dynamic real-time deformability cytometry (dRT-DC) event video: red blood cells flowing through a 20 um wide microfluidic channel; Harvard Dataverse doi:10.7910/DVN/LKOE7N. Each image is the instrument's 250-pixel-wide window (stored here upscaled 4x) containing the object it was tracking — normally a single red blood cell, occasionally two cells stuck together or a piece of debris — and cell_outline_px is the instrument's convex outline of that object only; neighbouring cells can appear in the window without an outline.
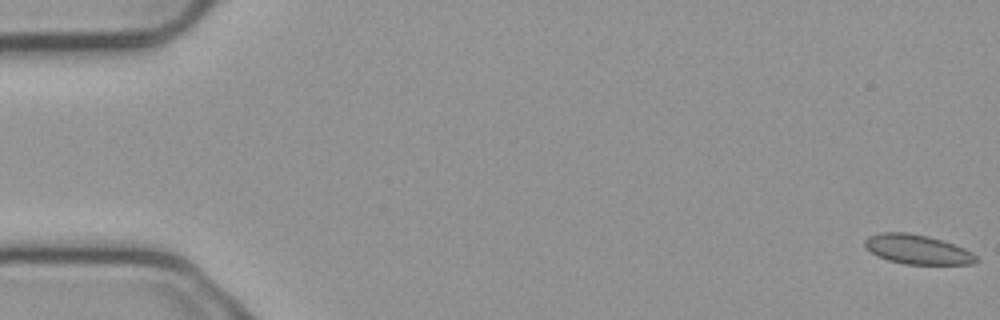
{"species": "common noctule bat (a hibernating species)", "species_latin": "Nyctalus noctula", "temperature_condition": "cold", "stored_images_in_passage": 7, "camera_frame_rate_fps": 3000, "um_per_image_px": 0.085, "animal": {"sex": "male", "body_mass_g": 23.1, "forearm_length_mm": 52.7}, "frame": {"image": 1, "passage_image": 1, "time_ms": 0.0, "image_size_px": [1000, 320], "cell_outline_px": [[980, 260], [972, 264], [904, 264], [888, 260], [872, 252], [864, 244], [864, 240], [868, 236], [880, 232], [908, 232], [928, 236], [964, 248], [972, 252]], "centroid_in_image_um": [77.99, 21.19], "position_along_channel_um": 7.0, "area_um2": 18.96}}
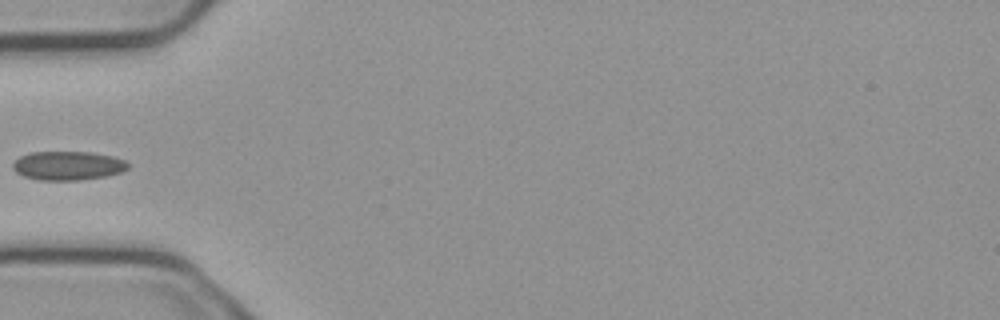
{"frame": {"image": 2, "passage_image": 6, "time_ms": 1.667, "image_size_px": [1000, 320], "cell_outline_px": [[128, 168], [120, 172], [108, 176], [80, 180], [40, 180], [24, 176], [16, 172], [12, 168], [12, 164], [20, 156], [32, 152], [92, 152], [112, 156], [124, 160], [128, 164]], "centroid_in_image_um": [5.77, 14.08], "position_along_channel_um": 79.2, "area_um2": 19.36}}
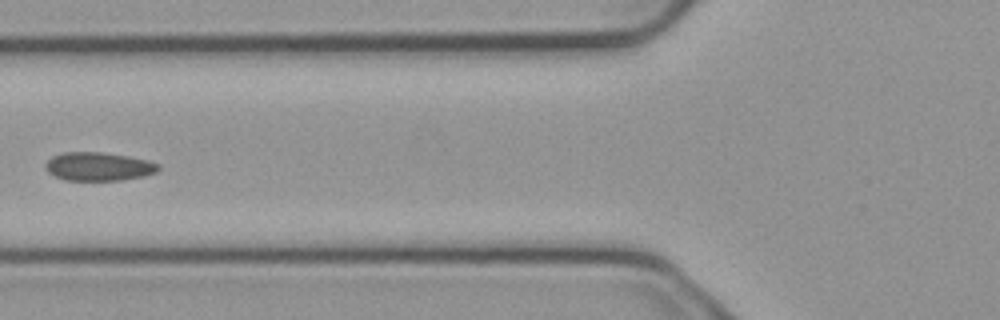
{"frame": {"image": 3, "passage_image": 7, "time_ms": 2.0, "image_size_px": [1000, 320], "cell_outline_px": [[160, 168], [156, 172], [144, 176], [120, 180], [64, 180], [48, 172], [44, 168], [44, 164], [52, 156], [64, 152], [100, 152], [128, 156], [148, 160], [160, 164]], "centroid_in_image_um": [8.37, 14.15], "position_along_channel_um": 117.4, "area_um2": 18.79}}